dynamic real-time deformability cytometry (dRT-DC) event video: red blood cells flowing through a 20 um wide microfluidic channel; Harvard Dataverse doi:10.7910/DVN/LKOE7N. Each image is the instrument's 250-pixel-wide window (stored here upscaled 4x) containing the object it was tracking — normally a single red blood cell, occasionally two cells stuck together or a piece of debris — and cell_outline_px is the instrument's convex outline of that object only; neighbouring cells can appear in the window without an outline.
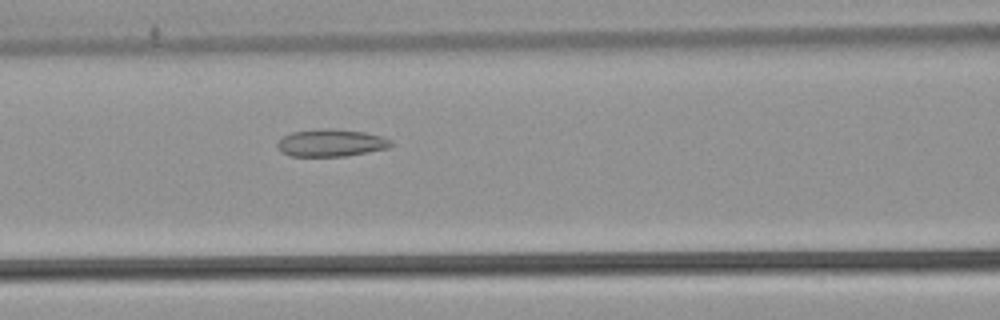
{"species": "common noctule bat (a hibernating species)", "species_latin": "Nyctalus noctula", "temperature_condition": "warm", "stored_images_in_passage": 34, "camera_frame_rate_fps": 3000, "um_per_image_px": 0.085, "animal": {"sex": "male", "body_mass_g": 21.5, "forearm_length_mm": 52.0}, "frame": {"image": 1, "passage_image": 14, "time_ms": 4.333, "image_size_px": [1000, 320], "cell_outline_px": [[392, 144], [388, 148], [368, 152], [344, 156], [288, 156], [280, 152], [276, 148], [276, 144], [284, 136], [292, 132], [324, 128], [332, 128], [364, 132], [380, 136], [392, 140]], "centroid_in_image_um": [28.1, 12.15], "position_along_channel_um": 138.5, "area_um2": 18.15}}
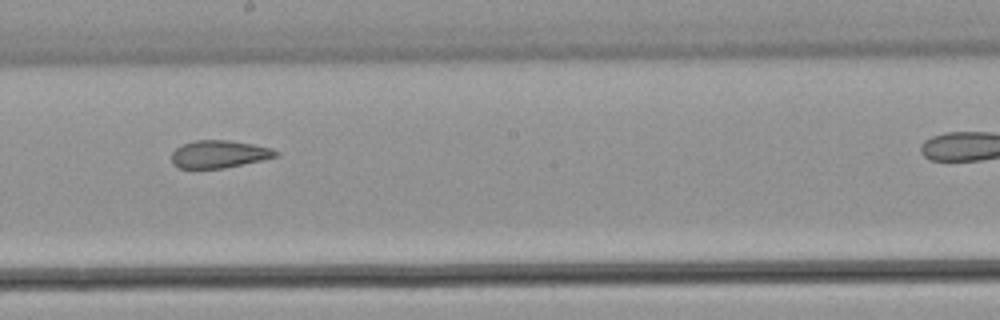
{"frame": {"image": 2, "passage_image": 21, "time_ms": 6.667, "image_size_px": [1000, 320], "cell_outline_px": [[280, 152], [276, 156], [264, 160], [224, 168], [180, 168], [172, 164], [172, 152], [176, 148], [184, 144], [196, 140], [228, 140], [252, 144], [272, 148]], "centroid_in_image_um": [18.64, 13.1], "position_along_channel_um": 229.6, "area_um2": 16.7}}
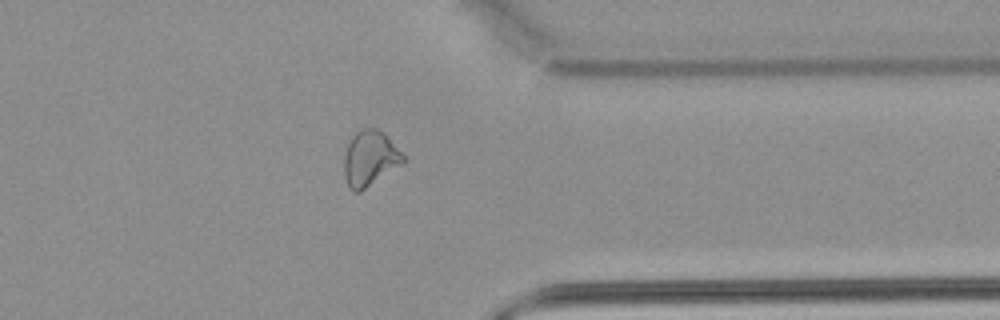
{"frame": {"image": 3, "passage_image": 33, "time_ms": 10.667, "image_size_px": [1000, 320], "cell_outline_px": [[404, 160], [400, 164], [360, 192], [352, 192], [344, 176], [344, 156], [348, 144], [352, 136], [356, 132], [364, 128], [376, 128], [384, 132], [388, 136], [404, 156]], "centroid_in_image_um": [31.41, 13.45], "position_along_channel_um": 380.0, "area_um2": 18.73}}